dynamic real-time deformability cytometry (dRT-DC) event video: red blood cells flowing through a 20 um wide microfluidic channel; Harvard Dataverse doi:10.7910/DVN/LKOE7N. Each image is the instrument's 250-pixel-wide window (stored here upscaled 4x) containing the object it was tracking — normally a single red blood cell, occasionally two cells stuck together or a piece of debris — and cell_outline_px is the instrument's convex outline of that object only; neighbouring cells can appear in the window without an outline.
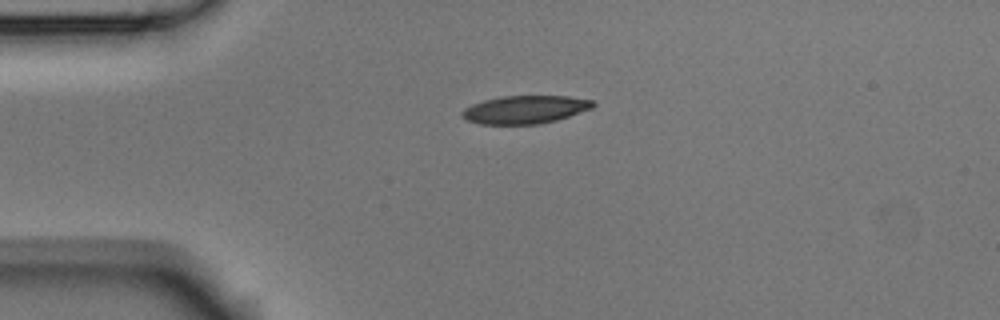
{"species": "Egyptian fruit bat (a non-hibernating species)", "species_latin": "Rousettus aegyptiacus", "temperature_condition": "room temperature", "stored_images_in_passage": 2, "camera_frame_rate_fps": 3000, "um_per_image_px": 0.085, "animal": {"sex": "male"}, "frame": {"image": 1, "passage_image": 1, "time_ms": 0.0, "image_size_px": [1000, 320], "cell_outline_px": [[596, 104], [592, 108], [556, 120], [540, 124], [480, 124], [468, 120], [460, 112], [464, 108], [472, 104], [484, 100], [500, 96], [568, 96], [592, 100]], "centroid_in_image_um": [44.63, 9.31], "position_along_channel_um": 40.4, "area_um2": 21.27}}